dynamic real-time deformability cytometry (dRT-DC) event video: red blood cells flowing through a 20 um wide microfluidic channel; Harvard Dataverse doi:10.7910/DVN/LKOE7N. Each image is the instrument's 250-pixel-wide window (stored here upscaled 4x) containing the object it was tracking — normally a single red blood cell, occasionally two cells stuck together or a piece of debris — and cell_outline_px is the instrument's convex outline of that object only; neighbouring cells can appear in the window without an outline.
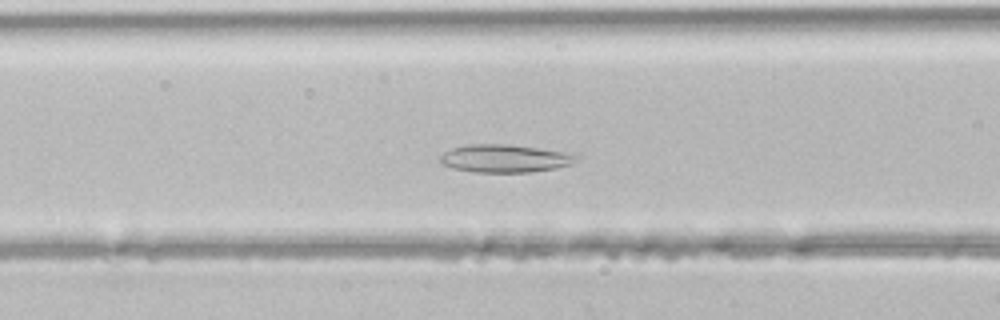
{"species": "common noctule bat (a hibernating species)", "species_latin": "Nyctalus noctula", "temperature_condition": "room temperature", "stored_images_in_passage": 44, "segment_of_instrument_passage": [1, 2], "camera_frame_rate_fps": 3000, "um_per_image_px": 0.085, "animal": {"sex": "male", "body_mass_g": 21.5, "forearm_length_mm": 52.0}, "frame": {"image": 1, "passage_image": 16, "time_ms": 5.0, "image_size_px": [1000, 320], "cell_outline_px": [[580, 156], [576, 160], [568, 164], [556, 168], [532, 172], [476, 172], [452, 168], [444, 164], [440, 160], [440, 156], [444, 152], [452, 148], [464, 144], [508, 144], [564, 152]], "centroid_in_image_um": [42.87, 13.46], "position_along_channel_um": 123.7, "area_um2": 21.91}}
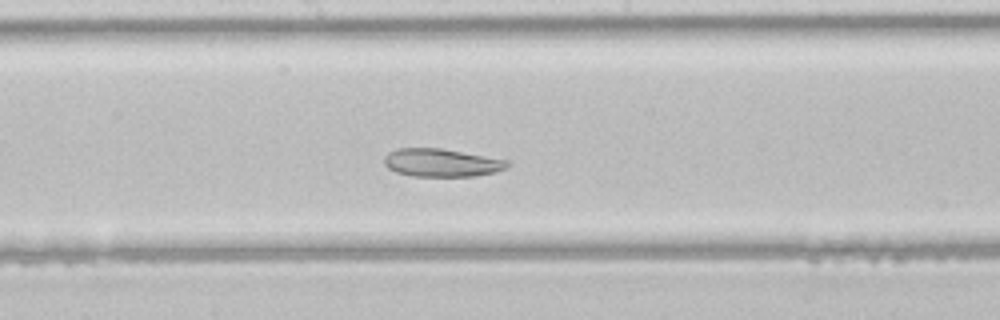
{"frame": {"image": 2, "passage_image": 22, "time_ms": 7.0, "image_size_px": [1000, 320], "cell_outline_px": [[508, 164], [504, 168], [496, 172], [476, 176], [412, 176], [396, 172], [388, 168], [384, 164], [384, 156], [388, 152], [396, 148], [440, 148], [508, 160]], "centroid_in_image_um": [37.48, 13.83], "position_along_channel_um": 210.7, "area_um2": 20.06}}
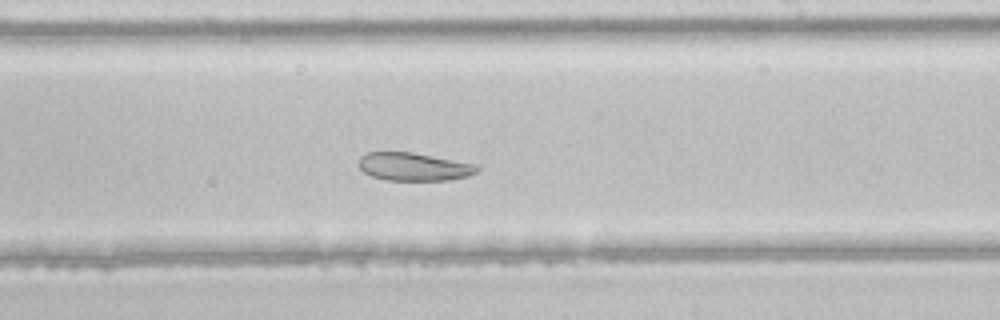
{"frame": {"image": 3, "passage_image": 25, "time_ms": 8.0, "image_size_px": [1000, 320], "cell_outline_px": [[480, 168], [476, 172], [468, 176], [448, 180], [388, 180], [372, 176], [364, 172], [360, 168], [360, 156], [368, 152], [412, 152], [480, 164]], "centroid_in_image_um": [35.24, 14.16], "position_along_channel_um": 253.8, "area_um2": 19.42}}